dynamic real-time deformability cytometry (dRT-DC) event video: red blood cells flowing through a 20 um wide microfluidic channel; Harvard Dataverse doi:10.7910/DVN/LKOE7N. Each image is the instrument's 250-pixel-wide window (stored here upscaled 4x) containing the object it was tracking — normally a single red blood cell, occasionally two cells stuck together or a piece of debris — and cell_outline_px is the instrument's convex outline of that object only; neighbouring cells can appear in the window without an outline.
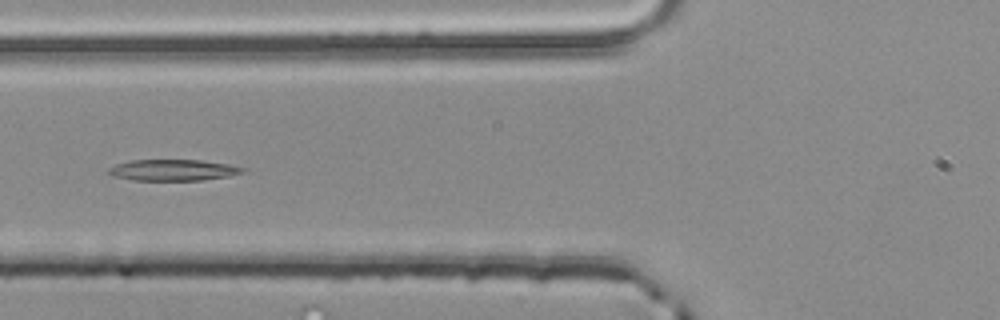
{"species": "common noctule bat (a hibernating species)", "species_latin": "Nyctalus noctula", "temperature_condition": "room temperature", "stored_images_in_passage": 4, "camera_frame_rate_fps": 3000, "um_per_image_px": 0.085, "animal": {"sex": "male", "body_mass_g": 20.4}, "frame": {"image": 1, "passage_image": 4, "time_ms": 1.0, "image_size_px": [1000, 320], "cell_outline_px": [[244, 172], [228, 176], [204, 180], [132, 180], [112, 176], [108, 172], [108, 168], [116, 164], [132, 160], [200, 160], [228, 164], [244, 168]], "centroid_in_image_um": [14.68, 14.46], "position_along_channel_um": 111.1, "area_um2": 16.47}}